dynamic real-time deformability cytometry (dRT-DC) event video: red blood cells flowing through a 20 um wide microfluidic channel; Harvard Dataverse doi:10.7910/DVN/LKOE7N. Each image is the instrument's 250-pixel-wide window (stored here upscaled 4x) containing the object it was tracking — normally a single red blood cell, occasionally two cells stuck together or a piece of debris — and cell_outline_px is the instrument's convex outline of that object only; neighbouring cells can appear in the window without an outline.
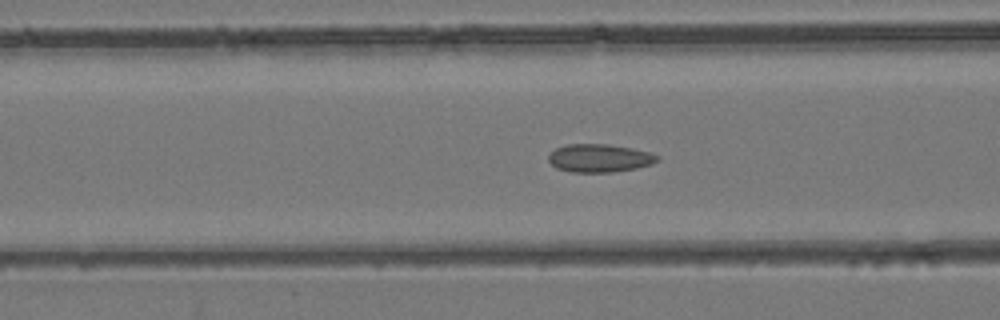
{"species": "common noctule bat (a hibernating species)", "species_latin": "Nyctalus noctula", "temperature_condition": "room temperature", "stored_images_in_passage": 45, "camera_frame_rate_fps": 3000, "um_per_image_px": 0.085, "animal": {"sex": "female", "body_mass_g": 24.6, "forearm_length_mm": 56.2}, "frame": {"image": 1, "passage_image": 18, "time_ms": 5.667, "image_size_px": [1000, 320], "cell_outline_px": [[660, 160], [652, 164], [636, 168], [612, 172], [572, 172], [556, 168], [548, 160], [548, 156], [556, 148], [568, 144], [608, 144], [632, 148], [648, 152], [660, 156]], "centroid_in_image_um": [50.97, 13.44], "position_along_channel_um": 115.6, "area_um2": 17.8}}
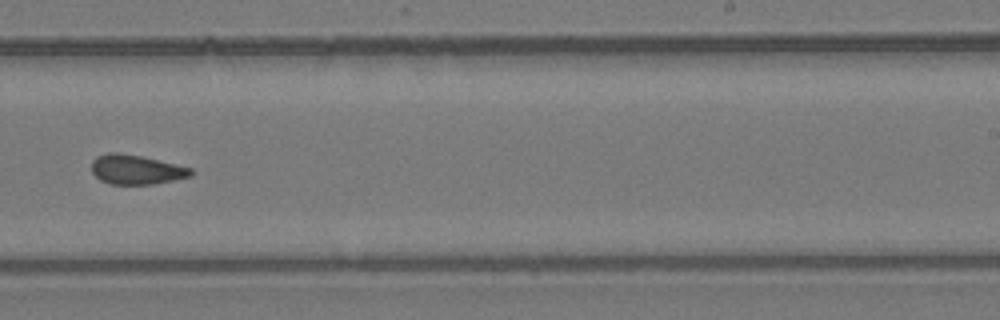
{"frame": {"image": 2, "passage_image": 29, "time_ms": 9.333, "image_size_px": [1000, 320], "cell_outline_px": [[196, 172], [192, 176], [152, 184], [112, 184], [100, 180], [92, 172], [92, 160], [96, 156], [108, 152], [116, 152], [140, 156], [192, 168]], "centroid_in_image_um": [11.58, 14.41], "position_along_channel_um": 277.4, "area_um2": 16.99}}
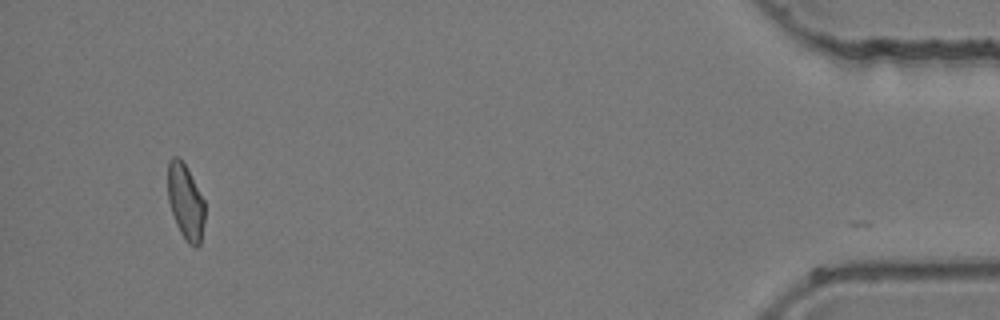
{"frame": {"image": 3, "passage_image": 44, "time_ms": 14.333, "image_size_px": [1000, 320], "cell_outline_px": [[204, 220], [200, 244], [196, 248], [188, 244], [180, 232], [176, 224], [168, 200], [168, 160], [172, 156], [180, 156], [204, 200]], "centroid_in_image_um": [15.76, 17.15], "position_along_channel_um": 419.4, "area_um2": 16.18}}